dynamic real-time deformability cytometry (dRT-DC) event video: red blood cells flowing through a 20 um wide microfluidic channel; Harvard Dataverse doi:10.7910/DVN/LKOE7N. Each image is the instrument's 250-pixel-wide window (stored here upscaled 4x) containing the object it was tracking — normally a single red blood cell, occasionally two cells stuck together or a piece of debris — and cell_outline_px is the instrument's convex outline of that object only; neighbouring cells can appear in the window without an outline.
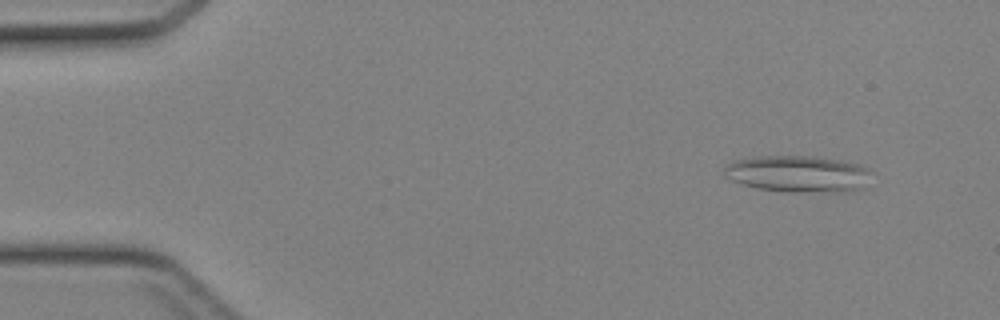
{"species": "Egyptian fruit bat (a non-hibernating species)", "species_latin": "Rousettus aegyptiacus", "temperature_condition": "cold", "stored_images_in_passage": 43, "camera_frame_rate_fps": 3000, "um_per_image_px": 0.085, "animal": {"sex": "female"}, "frame": {"image": 1, "passage_image": 4, "time_ms": 1.0, "image_size_px": [1000, 320], "cell_outline_px": [[872, 172], [868, 188], [844, 192], [784, 192], [760, 188], [744, 184], [732, 180], [724, 176], [724, 168], [732, 160], [756, 156], [812, 156], [840, 160], [856, 164], [868, 168]], "centroid_in_image_um": [67.9, 14.79], "position_along_channel_um": 17.1, "area_um2": 31.91}}
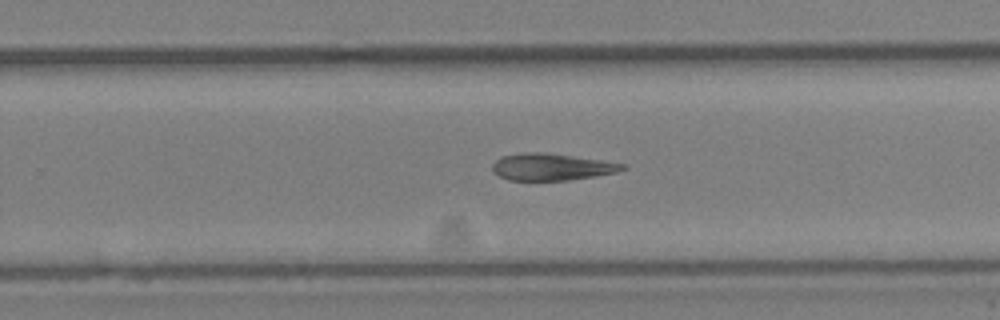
{"frame": {"image": 2, "passage_image": 28, "time_ms": 9.0, "image_size_px": [1000, 320], "cell_outline_px": [[628, 168], [616, 172], [596, 176], [568, 180], [508, 180], [500, 176], [492, 168], [492, 164], [500, 156], [524, 152], [544, 152], [600, 160], [624, 164]], "centroid_in_image_um": [46.87, 14.18], "position_along_channel_um": 282.9, "area_um2": 20.23}}
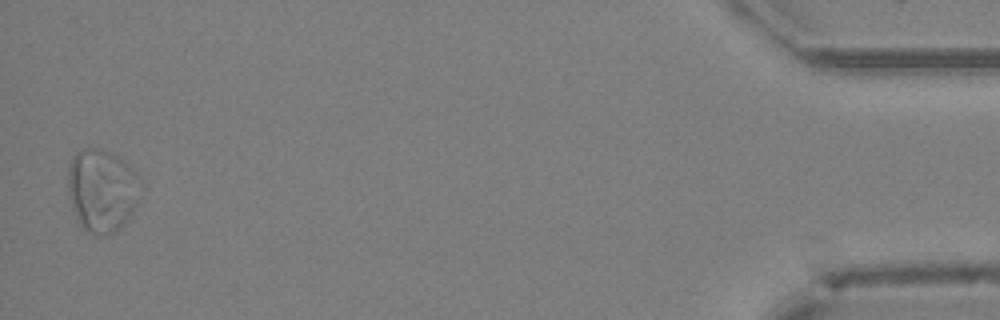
{"frame": {"image": 3, "passage_image": 43, "time_ms": 14.0, "image_size_px": [1000, 320], "cell_outline_px": [[140, 200], [132, 216], [112, 236], [96, 236], [88, 232], [80, 224], [72, 208], [68, 196], [68, 168], [72, 156], [80, 148], [100, 148], [124, 160], [136, 172], [140, 180]], "centroid_in_image_um": [8.68, 16.21], "position_along_channel_um": 426.5, "area_um2": 35.95}}